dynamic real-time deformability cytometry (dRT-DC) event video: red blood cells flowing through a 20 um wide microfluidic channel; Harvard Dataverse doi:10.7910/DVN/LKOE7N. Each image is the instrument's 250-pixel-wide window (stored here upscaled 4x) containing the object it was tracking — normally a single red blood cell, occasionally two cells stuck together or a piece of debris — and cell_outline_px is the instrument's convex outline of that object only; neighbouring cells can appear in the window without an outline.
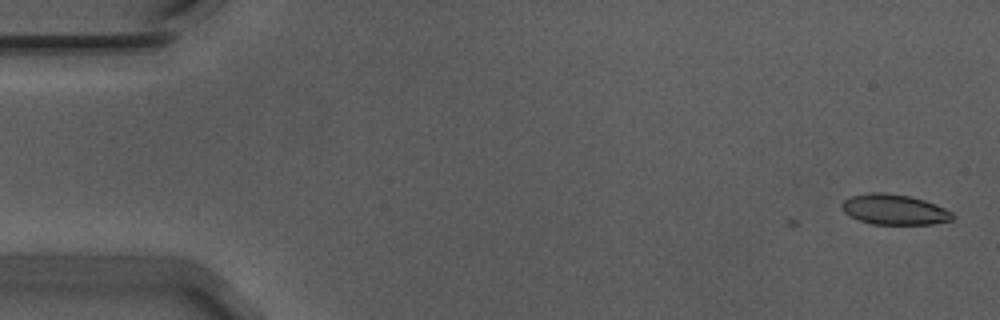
{"species": "Egyptian fruit bat (a non-hibernating species)", "species_latin": "Rousettus aegyptiacus", "temperature_condition": "warm", "stored_images_in_passage": 6, "camera_frame_rate_fps": 3000, "um_per_image_px": 0.085, "animal": {"sex": "male"}, "frame": {"image": 1, "passage_image": 1, "time_ms": 0.0, "image_size_px": [1000, 320], "cell_outline_px": [[956, 216], [952, 220], [932, 224], [872, 224], [860, 220], [844, 212], [840, 208], [840, 204], [844, 200], [852, 196], [872, 192], [880, 192], [908, 196], [924, 200], [936, 204], [952, 212]], "centroid_in_image_um": [76.03, 17.81], "position_along_channel_um": 9.0, "area_um2": 19.48}}